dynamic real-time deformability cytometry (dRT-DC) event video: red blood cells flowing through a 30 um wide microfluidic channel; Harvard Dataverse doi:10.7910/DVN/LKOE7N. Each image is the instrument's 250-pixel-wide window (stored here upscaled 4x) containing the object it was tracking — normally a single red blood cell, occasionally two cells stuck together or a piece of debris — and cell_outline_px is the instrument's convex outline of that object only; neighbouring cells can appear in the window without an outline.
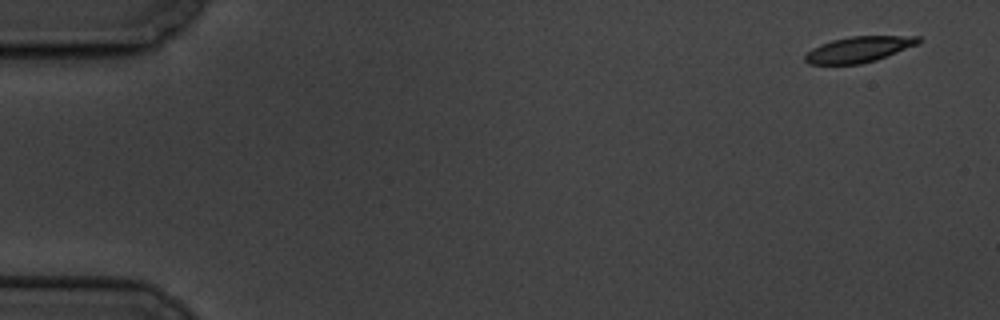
{"species": "common noctule bat (a hibernating species)", "species_latin": "Nyctalus noctula", "temperature_condition": "cold", "stored_images_in_passage": 5, "camera_frame_rate_fps": 3000, "um_per_image_px": 0.085, "animal": {"sex": "male", "body_mass_g": 19.5, "forearm_length_mm": 54.6}, "frame": {"image": 1, "passage_image": 1, "time_ms": 0.0, "image_size_px": [1000, 320], "cell_outline_px": [[924, 40], [916, 44], [876, 60], [860, 64], [808, 64], [804, 60], [804, 56], [812, 48], [820, 44], [832, 40], [852, 36], [920, 36]], "centroid_in_image_um": [72.98, 4.19], "position_along_channel_um": 12.0, "area_um2": 16.88}}
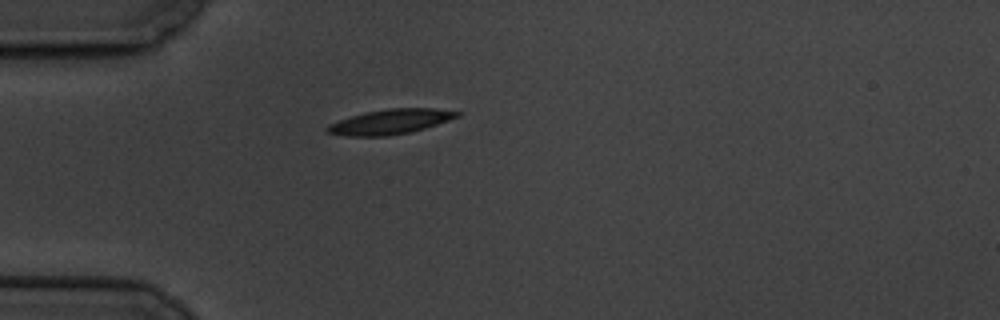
{"frame": {"image": 2, "passage_image": 5, "time_ms": 4.667, "image_size_px": [1000, 320], "cell_outline_px": [[464, 112], [460, 116], [412, 132], [388, 136], [344, 136], [324, 132], [324, 128], [328, 124], [364, 112], [388, 108], [436, 108]], "centroid_in_image_um": [33.16, 10.35], "position_along_channel_um": 51.8, "area_um2": 19.02}}